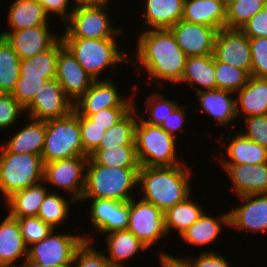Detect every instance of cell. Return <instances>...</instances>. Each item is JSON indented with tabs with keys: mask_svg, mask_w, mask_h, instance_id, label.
<instances>
[{
	"mask_svg": "<svg viewBox=\"0 0 267 267\" xmlns=\"http://www.w3.org/2000/svg\"><path fill=\"white\" fill-rule=\"evenodd\" d=\"M140 34L135 52L137 60L130 59V64L135 61L140 68L142 66L141 69L147 71L149 78L157 79L159 88L165 81L178 85L182 79L187 56L177 44L172 31L144 30Z\"/></svg>",
	"mask_w": 267,
	"mask_h": 267,
	"instance_id": "cell-1",
	"label": "cell"
},
{
	"mask_svg": "<svg viewBox=\"0 0 267 267\" xmlns=\"http://www.w3.org/2000/svg\"><path fill=\"white\" fill-rule=\"evenodd\" d=\"M190 170L185 162L176 166H140L138 186L142 191L139 194L144 195L141 199L165 213L191 195L189 180L193 172Z\"/></svg>",
	"mask_w": 267,
	"mask_h": 267,
	"instance_id": "cell-2",
	"label": "cell"
},
{
	"mask_svg": "<svg viewBox=\"0 0 267 267\" xmlns=\"http://www.w3.org/2000/svg\"><path fill=\"white\" fill-rule=\"evenodd\" d=\"M139 169L103 166L96 164L89 157L81 201L88 199L131 200L135 197L131 192L138 185Z\"/></svg>",
	"mask_w": 267,
	"mask_h": 267,
	"instance_id": "cell-3",
	"label": "cell"
},
{
	"mask_svg": "<svg viewBox=\"0 0 267 267\" xmlns=\"http://www.w3.org/2000/svg\"><path fill=\"white\" fill-rule=\"evenodd\" d=\"M61 39L78 63L95 80H99L102 72L107 68L115 69L117 64L119 66L123 62L130 64V58L126 57L124 50H119L120 47L116 42L118 39Z\"/></svg>",
	"mask_w": 267,
	"mask_h": 267,
	"instance_id": "cell-4",
	"label": "cell"
},
{
	"mask_svg": "<svg viewBox=\"0 0 267 267\" xmlns=\"http://www.w3.org/2000/svg\"><path fill=\"white\" fill-rule=\"evenodd\" d=\"M134 143L140 166L160 167L183 164L177 157L176 138L163 128L138 118L134 129ZM180 160V161H179Z\"/></svg>",
	"mask_w": 267,
	"mask_h": 267,
	"instance_id": "cell-5",
	"label": "cell"
},
{
	"mask_svg": "<svg viewBox=\"0 0 267 267\" xmlns=\"http://www.w3.org/2000/svg\"><path fill=\"white\" fill-rule=\"evenodd\" d=\"M43 179L44 162L41 155L10 153L3 145L0 147V192L3 199Z\"/></svg>",
	"mask_w": 267,
	"mask_h": 267,
	"instance_id": "cell-6",
	"label": "cell"
},
{
	"mask_svg": "<svg viewBox=\"0 0 267 267\" xmlns=\"http://www.w3.org/2000/svg\"><path fill=\"white\" fill-rule=\"evenodd\" d=\"M44 163L89 156L82 146L79 115L73 110L68 116L46 121V135L42 150Z\"/></svg>",
	"mask_w": 267,
	"mask_h": 267,
	"instance_id": "cell-7",
	"label": "cell"
},
{
	"mask_svg": "<svg viewBox=\"0 0 267 267\" xmlns=\"http://www.w3.org/2000/svg\"><path fill=\"white\" fill-rule=\"evenodd\" d=\"M108 3L75 9L65 21L66 28L61 38L116 39L121 36L123 29L113 27L107 12Z\"/></svg>",
	"mask_w": 267,
	"mask_h": 267,
	"instance_id": "cell-8",
	"label": "cell"
},
{
	"mask_svg": "<svg viewBox=\"0 0 267 267\" xmlns=\"http://www.w3.org/2000/svg\"><path fill=\"white\" fill-rule=\"evenodd\" d=\"M84 241L95 242L90 236L55 233V229L40 242L28 247L27 259L42 265L71 267L76 250Z\"/></svg>",
	"mask_w": 267,
	"mask_h": 267,
	"instance_id": "cell-9",
	"label": "cell"
},
{
	"mask_svg": "<svg viewBox=\"0 0 267 267\" xmlns=\"http://www.w3.org/2000/svg\"><path fill=\"white\" fill-rule=\"evenodd\" d=\"M129 200L128 230L132 232L148 249L157 244L162 237H168L165 229L164 213L143 199Z\"/></svg>",
	"mask_w": 267,
	"mask_h": 267,
	"instance_id": "cell-10",
	"label": "cell"
},
{
	"mask_svg": "<svg viewBox=\"0 0 267 267\" xmlns=\"http://www.w3.org/2000/svg\"><path fill=\"white\" fill-rule=\"evenodd\" d=\"M89 156H76L63 160L44 163V179L48 185L70 193L81 202L85 187V171Z\"/></svg>",
	"mask_w": 267,
	"mask_h": 267,
	"instance_id": "cell-11",
	"label": "cell"
},
{
	"mask_svg": "<svg viewBox=\"0 0 267 267\" xmlns=\"http://www.w3.org/2000/svg\"><path fill=\"white\" fill-rule=\"evenodd\" d=\"M73 111V102L65 95L60 83L47 80L37 91L33 101L25 108V116L41 121L68 116Z\"/></svg>",
	"mask_w": 267,
	"mask_h": 267,
	"instance_id": "cell-12",
	"label": "cell"
},
{
	"mask_svg": "<svg viewBox=\"0 0 267 267\" xmlns=\"http://www.w3.org/2000/svg\"><path fill=\"white\" fill-rule=\"evenodd\" d=\"M118 91V86L110 79L94 80L91 87L73 103V110L78 115L90 117L108 108L134 107V94L127 100Z\"/></svg>",
	"mask_w": 267,
	"mask_h": 267,
	"instance_id": "cell-13",
	"label": "cell"
},
{
	"mask_svg": "<svg viewBox=\"0 0 267 267\" xmlns=\"http://www.w3.org/2000/svg\"><path fill=\"white\" fill-rule=\"evenodd\" d=\"M214 57L250 74L251 52L249 38L240 29L222 28L217 32Z\"/></svg>",
	"mask_w": 267,
	"mask_h": 267,
	"instance_id": "cell-14",
	"label": "cell"
},
{
	"mask_svg": "<svg viewBox=\"0 0 267 267\" xmlns=\"http://www.w3.org/2000/svg\"><path fill=\"white\" fill-rule=\"evenodd\" d=\"M170 30L187 57L213 55L216 28L180 20Z\"/></svg>",
	"mask_w": 267,
	"mask_h": 267,
	"instance_id": "cell-15",
	"label": "cell"
},
{
	"mask_svg": "<svg viewBox=\"0 0 267 267\" xmlns=\"http://www.w3.org/2000/svg\"><path fill=\"white\" fill-rule=\"evenodd\" d=\"M240 206L229 211L230 228L259 233L267 231V194L239 196Z\"/></svg>",
	"mask_w": 267,
	"mask_h": 267,
	"instance_id": "cell-16",
	"label": "cell"
},
{
	"mask_svg": "<svg viewBox=\"0 0 267 267\" xmlns=\"http://www.w3.org/2000/svg\"><path fill=\"white\" fill-rule=\"evenodd\" d=\"M49 28V25H41L17 31H2L0 36L5 37L21 60L50 49L61 38Z\"/></svg>",
	"mask_w": 267,
	"mask_h": 267,
	"instance_id": "cell-17",
	"label": "cell"
},
{
	"mask_svg": "<svg viewBox=\"0 0 267 267\" xmlns=\"http://www.w3.org/2000/svg\"><path fill=\"white\" fill-rule=\"evenodd\" d=\"M56 80L65 95L74 103L91 87L95 79L64 46L58 54Z\"/></svg>",
	"mask_w": 267,
	"mask_h": 267,
	"instance_id": "cell-18",
	"label": "cell"
},
{
	"mask_svg": "<svg viewBox=\"0 0 267 267\" xmlns=\"http://www.w3.org/2000/svg\"><path fill=\"white\" fill-rule=\"evenodd\" d=\"M89 216L95 231L108 234L124 230L129 224V201L89 199Z\"/></svg>",
	"mask_w": 267,
	"mask_h": 267,
	"instance_id": "cell-19",
	"label": "cell"
},
{
	"mask_svg": "<svg viewBox=\"0 0 267 267\" xmlns=\"http://www.w3.org/2000/svg\"><path fill=\"white\" fill-rule=\"evenodd\" d=\"M221 166L229 175L238 197L267 194V163L221 164Z\"/></svg>",
	"mask_w": 267,
	"mask_h": 267,
	"instance_id": "cell-20",
	"label": "cell"
},
{
	"mask_svg": "<svg viewBox=\"0 0 267 267\" xmlns=\"http://www.w3.org/2000/svg\"><path fill=\"white\" fill-rule=\"evenodd\" d=\"M233 92L227 90H207L196 93L198 96V104L201 106L199 112L210 115L219 126H224L229 129V123H234L237 119L236 104ZM234 98V99H233Z\"/></svg>",
	"mask_w": 267,
	"mask_h": 267,
	"instance_id": "cell-21",
	"label": "cell"
},
{
	"mask_svg": "<svg viewBox=\"0 0 267 267\" xmlns=\"http://www.w3.org/2000/svg\"><path fill=\"white\" fill-rule=\"evenodd\" d=\"M235 95L237 117L267 115L266 77L250 76L248 83Z\"/></svg>",
	"mask_w": 267,
	"mask_h": 267,
	"instance_id": "cell-22",
	"label": "cell"
},
{
	"mask_svg": "<svg viewBox=\"0 0 267 267\" xmlns=\"http://www.w3.org/2000/svg\"><path fill=\"white\" fill-rule=\"evenodd\" d=\"M185 0H145L144 30L170 29L183 16ZM145 23V24H144Z\"/></svg>",
	"mask_w": 267,
	"mask_h": 267,
	"instance_id": "cell-23",
	"label": "cell"
},
{
	"mask_svg": "<svg viewBox=\"0 0 267 267\" xmlns=\"http://www.w3.org/2000/svg\"><path fill=\"white\" fill-rule=\"evenodd\" d=\"M28 256V247L25 245L17 219L7 216L0 223V264L17 265L21 257L24 261Z\"/></svg>",
	"mask_w": 267,
	"mask_h": 267,
	"instance_id": "cell-24",
	"label": "cell"
},
{
	"mask_svg": "<svg viewBox=\"0 0 267 267\" xmlns=\"http://www.w3.org/2000/svg\"><path fill=\"white\" fill-rule=\"evenodd\" d=\"M226 4L220 0H185L181 20L216 28H225Z\"/></svg>",
	"mask_w": 267,
	"mask_h": 267,
	"instance_id": "cell-25",
	"label": "cell"
},
{
	"mask_svg": "<svg viewBox=\"0 0 267 267\" xmlns=\"http://www.w3.org/2000/svg\"><path fill=\"white\" fill-rule=\"evenodd\" d=\"M28 124L17 130L3 146L10 153H31L42 155L46 135V121L27 117ZM26 125V126H25Z\"/></svg>",
	"mask_w": 267,
	"mask_h": 267,
	"instance_id": "cell-26",
	"label": "cell"
},
{
	"mask_svg": "<svg viewBox=\"0 0 267 267\" xmlns=\"http://www.w3.org/2000/svg\"><path fill=\"white\" fill-rule=\"evenodd\" d=\"M5 31H17L41 25H48L49 15L38 0H14L8 8Z\"/></svg>",
	"mask_w": 267,
	"mask_h": 267,
	"instance_id": "cell-27",
	"label": "cell"
},
{
	"mask_svg": "<svg viewBox=\"0 0 267 267\" xmlns=\"http://www.w3.org/2000/svg\"><path fill=\"white\" fill-rule=\"evenodd\" d=\"M181 83L194 86L196 93L216 89L214 55L187 57Z\"/></svg>",
	"mask_w": 267,
	"mask_h": 267,
	"instance_id": "cell-28",
	"label": "cell"
},
{
	"mask_svg": "<svg viewBox=\"0 0 267 267\" xmlns=\"http://www.w3.org/2000/svg\"><path fill=\"white\" fill-rule=\"evenodd\" d=\"M44 184L45 182L42 181L19 190L4 200L8 214L13 218L38 216L40 206L49 191Z\"/></svg>",
	"mask_w": 267,
	"mask_h": 267,
	"instance_id": "cell-29",
	"label": "cell"
},
{
	"mask_svg": "<svg viewBox=\"0 0 267 267\" xmlns=\"http://www.w3.org/2000/svg\"><path fill=\"white\" fill-rule=\"evenodd\" d=\"M223 226H230L229 212L222 214L221 216H211L207 212L200 216V218L190 226L180 237L185 243L192 246H206L211 245L217 238Z\"/></svg>",
	"mask_w": 267,
	"mask_h": 267,
	"instance_id": "cell-30",
	"label": "cell"
},
{
	"mask_svg": "<svg viewBox=\"0 0 267 267\" xmlns=\"http://www.w3.org/2000/svg\"><path fill=\"white\" fill-rule=\"evenodd\" d=\"M106 248L109 256L106 258L109 260L113 267H126L124 261L134 258L137 253L142 250L148 249V247L140 241L132 232L128 229L113 231L106 235Z\"/></svg>",
	"mask_w": 267,
	"mask_h": 267,
	"instance_id": "cell-31",
	"label": "cell"
},
{
	"mask_svg": "<svg viewBox=\"0 0 267 267\" xmlns=\"http://www.w3.org/2000/svg\"><path fill=\"white\" fill-rule=\"evenodd\" d=\"M239 134V135H238ZM227 137L230 141L226 147L227 158L220 157L219 164H262L267 163V149L249 140L242 133ZM227 159V160H226Z\"/></svg>",
	"mask_w": 267,
	"mask_h": 267,
	"instance_id": "cell-32",
	"label": "cell"
},
{
	"mask_svg": "<svg viewBox=\"0 0 267 267\" xmlns=\"http://www.w3.org/2000/svg\"><path fill=\"white\" fill-rule=\"evenodd\" d=\"M64 47L60 38L50 49L20 60V76L56 78L59 51Z\"/></svg>",
	"mask_w": 267,
	"mask_h": 267,
	"instance_id": "cell-33",
	"label": "cell"
},
{
	"mask_svg": "<svg viewBox=\"0 0 267 267\" xmlns=\"http://www.w3.org/2000/svg\"><path fill=\"white\" fill-rule=\"evenodd\" d=\"M191 197L192 195L188 196L184 201L176 204L164 213L167 235L173 229L181 236L204 213L202 207L193 201Z\"/></svg>",
	"mask_w": 267,
	"mask_h": 267,
	"instance_id": "cell-34",
	"label": "cell"
},
{
	"mask_svg": "<svg viewBox=\"0 0 267 267\" xmlns=\"http://www.w3.org/2000/svg\"><path fill=\"white\" fill-rule=\"evenodd\" d=\"M137 105L117 124L106 131L96 149H110L117 146L135 145L134 129L138 118Z\"/></svg>",
	"mask_w": 267,
	"mask_h": 267,
	"instance_id": "cell-35",
	"label": "cell"
},
{
	"mask_svg": "<svg viewBox=\"0 0 267 267\" xmlns=\"http://www.w3.org/2000/svg\"><path fill=\"white\" fill-rule=\"evenodd\" d=\"M20 76V58L11 44L0 36V93H12Z\"/></svg>",
	"mask_w": 267,
	"mask_h": 267,
	"instance_id": "cell-36",
	"label": "cell"
},
{
	"mask_svg": "<svg viewBox=\"0 0 267 267\" xmlns=\"http://www.w3.org/2000/svg\"><path fill=\"white\" fill-rule=\"evenodd\" d=\"M89 157L99 165L117 168H140L135 145L95 149Z\"/></svg>",
	"mask_w": 267,
	"mask_h": 267,
	"instance_id": "cell-37",
	"label": "cell"
},
{
	"mask_svg": "<svg viewBox=\"0 0 267 267\" xmlns=\"http://www.w3.org/2000/svg\"><path fill=\"white\" fill-rule=\"evenodd\" d=\"M77 203L72 197L68 200L60 193L48 192L40 206L38 217L56 230L59 224L68 219L70 206ZM71 204V205H70Z\"/></svg>",
	"mask_w": 267,
	"mask_h": 267,
	"instance_id": "cell-38",
	"label": "cell"
},
{
	"mask_svg": "<svg viewBox=\"0 0 267 267\" xmlns=\"http://www.w3.org/2000/svg\"><path fill=\"white\" fill-rule=\"evenodd\" d=\"M266 4L265 0H228L226 3L225 28L240 29Z\"/></svg>",
	"mask_w": 267,
	"mask_h": 267,
	"instance_id": "cell-39",
	"label": "cell"
},
{
	"mask_svg": "<svg viewBox=\"0 0 267 267\" xmlns=\"http://www.w3.org/2000/svg\"><path fill=\"white\" fill-rule=\"evenodd\" d=\"M249 78L250 74L246 70L215 58L216 89L227 90L235 94L248 83Z\"/></svg>",
	"mask_w": 267,
	"mask_h": 267,
	"instance_id": "cell-40",
	"label": "cell"
},
{
	"mask_svg": "<svg viewBox=\"0 0 267 267\" xmlns=\"http://www.w3.org/2000/svg\"><path fill=\"white\" fill-rule=\"evenodd\" d=\"M145 100L146 109L144 112H148L150 117L147 116L145 118L144 116H140V118L150 125L160 126L178 106L175 100L166 98L164 94L156 91L148 95Z\"/></svg>",
	"mask_w": 267,
	"mask_h": 267,
	"instance_id": "cell-41",
	"label": "cell"
},
{
	"mask_svg": "<svg viewBox=\"0 0 267 267\" xmlns=\"http://www.w3.org/2000/svg\"><path fill=\"white\" fill-rule=\"evenodd\" d=\"M15 219H17L19 223L21 235L27 247L40 242L54 230V228H52L49 224H46L38 216H28Z\"/></svg>",
	"mask_w": 267,
	"mask_h": 267,
	"instance_id": "cell-42",
	"label": "cell"
},
{
	"mask_svg": "<svg viewBox=\"0 0 267 267\" xmlns=\"http://www.w3.org/2000/svg\"><path fill=\"white\" fill-rule=\"evenodd\" d=\"M71 267H113L105 253L97 251L92 242L84 243L76 250Z\"/></svg>",
	"mask_w": 267,
	"mask_h": 267,
	"instance_id": "cell-43",
	"label": "cell"
},
{
	"mask_svg": "<svg viewBox=\"0 0 267 267\" xmlns=\"http://www.w3.org/2000/svg\"><path fill=\"white\" fill-rule=\"evenodd\" d=\"M251 52L250 76L267 78V37L249 38Z\"/></svg>",
	"mask_w": 267,
	"mask_h": 267,
	"instance_id": "cell-44",
	"label": "cell"
},
{
	"mask_svg": "<svg viewBox=\"0 0 267 267\" xmlns=\"http://www.w3.org/2000/svg\"><path fill=\"white\" fill-rule=\"evenodd\" d=\"M46 81L47 79L44 77L19 76L11 94L26 108L33 101L37 91L41 89Z\"/></svg>",
	"mask_w": 267,
	"mask_h": 267,
	"instance_id": "cell-45",
	"label": "cell"
},
{
	"mask_svg": "<svg viewBox=\"0 0 267 267\" xmlns=\"http://www.w3.org/2000/svg\"><path fill=\"white\" fill-rule=\"evenodd\" d=\"M26 114L25 108L11 93H0V130L12 128L20 115Z\"/></svg>",
	"mask_w": 267,
	"mask_h": 267,
	"instance_id": "cell-46",
	"label": "cell"
},
{
	"mask_svg": "<svg viewBox=\"0 0 267 267\" xmlns=\"http://www.w3.org/2000/svg\"><path fill=\"white\" fill-rule=\"evenodd\" d=\"M79 126L82 146L84 151L90 155L98 146L106 130L97 125L87 116L79 115Z\"/></svg>",
	"mask_w": 267,
	"mask_h": 267,
	"instance_id": "cell-47",
	"label": "cell"
},
{
	"mask_svg": "<svg viewBox=\"0 0 267 267\" xmlns=\"http://www.w3.org/2000/svg\"><path fill=\"white\" fill-rule=\"evenodd\" d=\"M242 119L244 120L246 131L243 130L240 133L267 149V115L247 116Z\"/></svg>",
	"mask_w": 267,
	"mask_h": 267,
	"instance_id": "cell-48",
	"label": "cell"
},
{
	"mask_svg": "<svg viewBox=\"0 0 267 267\" xmlns=\"http://www.w3.org/2000/svg\"><path fill=\"white\" fill-rule=\"evenodd\" d=\"M134 107H113L100 110L89 118L106 131L120 122Z\"/></svg>",
	"mask_w": 267,
	"mask_h": 267,
	"instance_id": "cell-49",
	"label": "cell"
},
{
	"mask_svg": "<svg viewBox=\"0 0 267 267\" xmlns=\"http://www.w3.org/2000/svg\"><path fill=\"white\" fill-rule=\"evenodd\" d=\"M240 30L248 37H267V4L251 17Z\"/></svg>",
	"mask_w": 267,
	"mask_h": 267,
	"instance_id": "cell-50",
	"label": "cell"
},
{
	"mask_svg": "<svg viewBox=\"0 0 267 267\" xmlns=\"http://www.w3.org/2000/svg\"><path fill=\"white\" fill-rule=\"evenodd\" d=\"M183 259L190 267H232L225 257L213 250L202 251L195 258L186 256Z\"/></svg>",
	"mask_w": 267,
	"mask_h": 267,
	"instance_id": "cell-51",
	"label": "cell"
},
{
	"mask_svg": "<svg viewBox=\"0 0 267 267\" xmlns=\"http://www.w3.org/2000/svg\"><path fill=\"white\" fill-rule=\"evenodd\" d=\"M189 106L187 105H178L172 112L171 115L165 121L160 125L161 128H163L167 133H169L174 138L178 139L176 135V131L180 132L183 131L185 128L183 127L187 113L184 110H187Z\"/></svg>",
	"mask_w": 267,
	"mask_h": 267,
	"instance_id": "cell-52",
	"label": "cell"
},
{
	"mask_svg": "<svg viewBox=\"0 0 267 267\" xmlns=\"http://www.w3.org/2000/svg\"><path fill=\"white\" fill-rule=\"evenodd\" d=\"M45 12L49 15V17L51 16L50 14H57V17L61 19L60 22H64L69 18L70 14L74 11V10H70L69 4H70V0H38Z\"/></svg>",
	"mask_w": 267,
	"mask_h": 267,
	"instance_id": "cell-53",
	"label": "cell"
},
{
	"mask_svg": "<svg viewBox=\"0 0 267 267\" xmlns=\"http://www.w3.org/2000/svg\"><path fill=\"white\" fill-rule=\"evenodd\" d=\"M160 266L161 267H190V265L182 258L167 254L160 251Z\"/></svg>",
	"mask_w": 267,
	"mask_h": 267,
	"instance_id": "cell-54",
	"label": "cell"
},
{
	"mask_svg": "<svg viewBox=\"0 0 267 267\" xmlns=\"http://www.w3.org/2000/svg\"><path fill=\"white\" fill-rule=\"evenodd\" d=\"M71 1H74L75 3L71 9L75 10L78 8L96 7L104 4L109 0H70V3Z\"/></svg>",
	"mask_w": 267,
	"mask_h": 267,
	"instance_id": "cell-55",
	"label": "cell"
},
{
	"mask_svg": "<svg viewBox=\"0 0 267 267\" xmlns=\"http://www.w3.org/2000/svg\"><path fill=\"white\" fill-rule=\"evenodd\" d=\"M20 267H54V266H51V265H42L40 263H36V262H33V261H30L28 259H26L23 264L20 265Z\"/></svg>",
	"mask_w": 267,
	"mask_h": 267,
	"instance_id": "cell-56",
	"label": "cell"
},
{
	"mask_svg": "<svg viewBox=\"0 0 267 267\" xmlns=\"http://www.w3.org/2000/svg\"><path fill=\"white\" fill-rule=\"evenodd\" d=\"M0 267H16V266H12V265H2V264H0Z\"/></svg>",
	"mask_w": 267,
	"mask_h": 267,
	"instance_id": "cell-57",
	"label": "cell"
},
{
	"mask_svg": "<svg viewBox=\"0 0 267 267\" xmlns=\"http://www.w3.org/2000/svg\"><path fill=\"white\" fill-rule=\"evenodd\" d=\"M220 1H223L226 4L228 0H220Z\"/></svg>",
	"mask_w": 267,
	"mask_h": 267,
	"instance_id": "cell-58",
	"label": "cell"
}]
</instances>
